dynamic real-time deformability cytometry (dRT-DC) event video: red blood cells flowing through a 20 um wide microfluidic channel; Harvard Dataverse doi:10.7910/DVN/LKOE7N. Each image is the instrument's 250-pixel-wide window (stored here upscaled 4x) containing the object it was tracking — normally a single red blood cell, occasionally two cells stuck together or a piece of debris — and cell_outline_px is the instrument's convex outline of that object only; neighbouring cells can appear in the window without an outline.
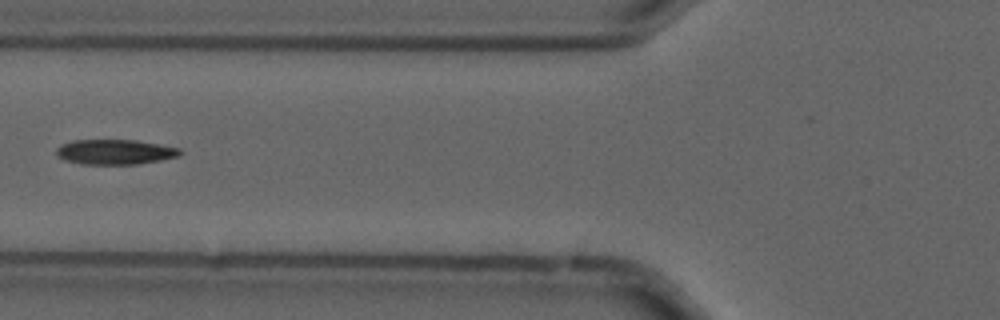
{"species": "common noctule bat (a hibernating species)", "species_latin": "Nyctalus noctula", "temperature_condition": "cold", "stored_images_in_passage": 7, "camera_frame_rate_fps": 3000, "um_per_image_px": 0.085, "animal": {"sex": "male", "forearm_length_mm": 52.5}, "frame": {"image": 1, "passage_image": 6, "time_ms": 1.667, "image_size_px": [1000, 320], "cell_outline_px": [[184, 152], [180, 156], [160, 160], [136, 164], [80, 164], [64, 160], [56, 156], [56, 148], [72, 140], [136, 140], [160, 144], [180, 148]], "centroid_in_image_um": [9.79, 12.91], "position_along_channel_um": 116.0, "area_um2": 18.15}}
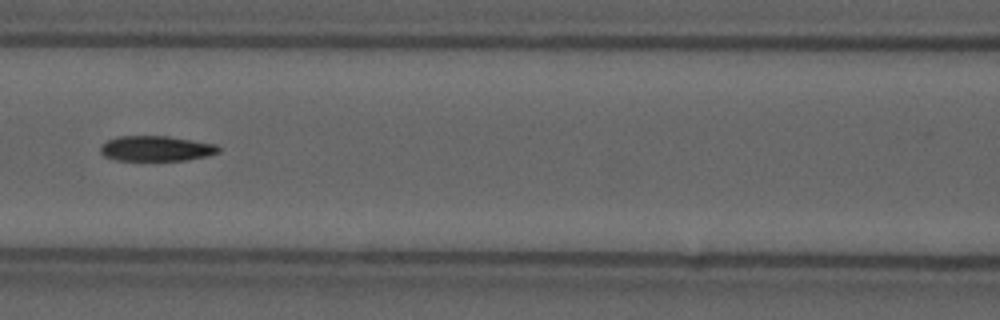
{"frame": {"image": 2, "passage_image": 7, "time_ms": 2.0, "image_size_px": [1000, 320], "cell_outline_px": [[220, 152], [208, 156], [188, 160], [116, 160], [104, 156], [100, 152], [100, 148], [108, 140], [116, 136], [168, 136], [216, 144], [220, 148]], "centroid_in_image_um": [13.3, 12.62], "position_along_channel_um": 153.3, "area_um2": 17.4}}